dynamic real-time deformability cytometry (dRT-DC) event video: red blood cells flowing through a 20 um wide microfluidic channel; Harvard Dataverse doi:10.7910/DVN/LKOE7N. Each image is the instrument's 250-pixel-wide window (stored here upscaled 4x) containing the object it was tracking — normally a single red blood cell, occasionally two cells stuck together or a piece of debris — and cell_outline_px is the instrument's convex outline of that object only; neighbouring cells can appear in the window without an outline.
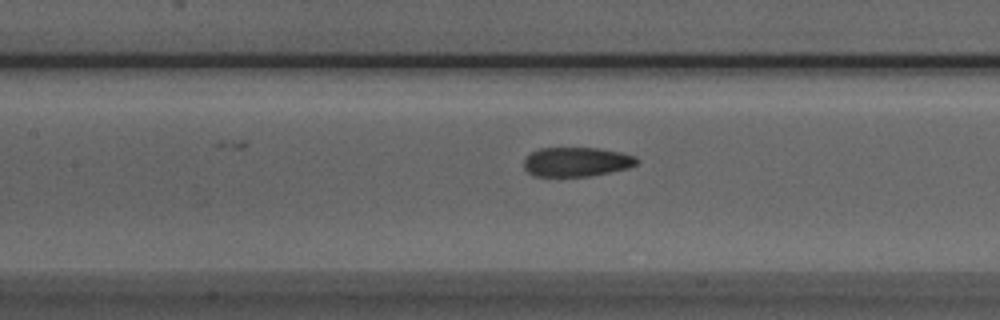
{"species": "Egyptian fruit bat (a non-hibernating species)", "species_latin": "Rousettus aegyptiacus", "temperature_condition": "room temperature", "stored_images_in_passage": 36, "camera_frame_rate_fps": 3000, "um_per_image_px": 0.085, "animal": {"sex": "male"}, "frame": {"image": 1, "passage_image": 8, "time_ms": 2.333, "image_size_px": [1000, 320], "cell_outline_px": [[640, 160], [636, 164], [628, 168], [588, 176], [532, 176], [524, 168], [524, 160], [532, 152], [540, 148], [600, 148], [620, 152], [636, 156]], "centroid_in_image_um": [49.01, 13.75], "position_along_channel_um": 158.4, "area_um2": 19.25}}
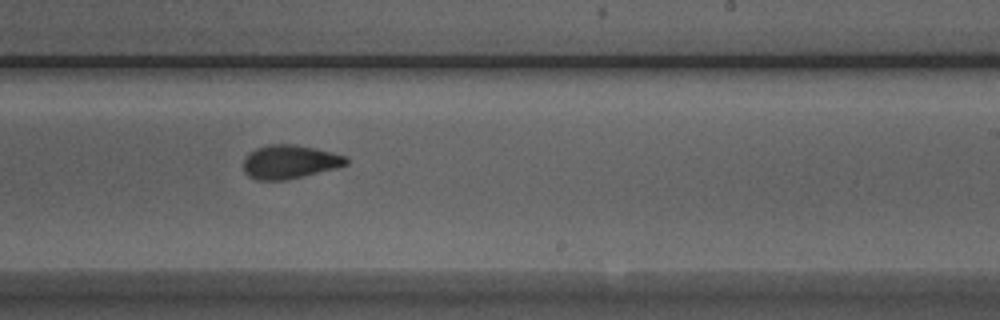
{"frame": {"image": 2, "passage_image": 16, "time_ms": 5.0, "image_size_px": [1000, 320], "cell_outline_px": [[348, 164], [336, 168], [284, 180], [256, 180], [248, 176], [244, 172], [244, 156], [248, 152], [256, 148], [268, 144], [292, 144], [316, 148], [348, 156]], "centroid_in_image_um": [24.6, 13.74], "position_along_channel_um": 264.4, "area_um2": 20.29}}
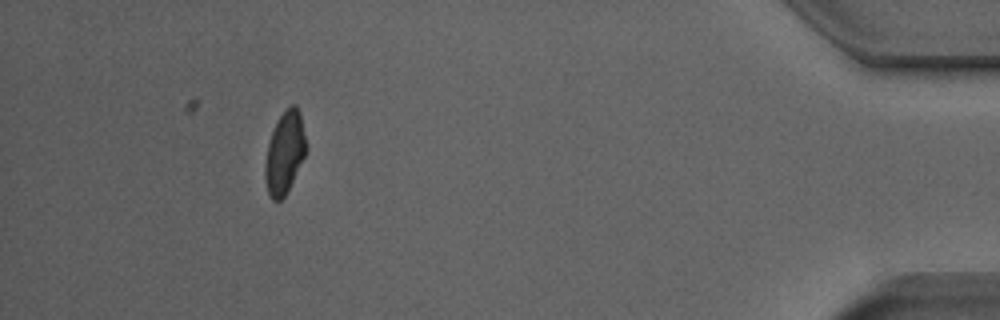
{"frame": {"image": 3, "passage_image": 32, "time_ms": 10.333, "image_size_px": [1000, 320], "cell_outline_px": [[304, 156], [284, 196], [280, 200], [272, 200], [268, 192], [264, 176], [264, 164], [268, 144], [272, 132], [280, 116], [292, 104], [296, 104], [300, 112], [304, 136]], "centroid_in_image_um": [24.16, 12.99], "position_along_channel_um": 411.0, "area_um2": 18.84}, "authors_computed_cell_mechanics": {"area_um2": 20.1144, "velocity_mm_per_s": 3.991, "shape_relaxation_time_tau1_ms": 4.9355, "shape_relaxation_time_tau2_ms": 1.4443, "deformation_change_tau1": 0.1487, "deformation_change_tau2": 0.0657}}